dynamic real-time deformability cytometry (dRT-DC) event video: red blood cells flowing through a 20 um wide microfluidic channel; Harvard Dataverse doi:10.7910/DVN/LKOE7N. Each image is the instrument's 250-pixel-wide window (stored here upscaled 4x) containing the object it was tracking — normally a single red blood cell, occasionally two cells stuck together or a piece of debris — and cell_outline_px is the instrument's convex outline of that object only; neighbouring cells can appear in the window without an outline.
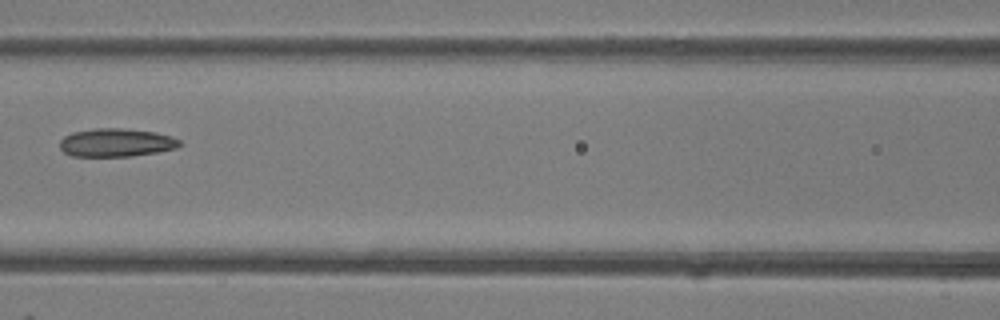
{"species": "common noctule bat (a hibernating species)", "species_latin": "Nyctalus noctula", "temperature_condition": "room temperature", "stored_images_in_passage": 6, "camera_frame_rate_fps": 3000, "um_per_image_px": 0.085, "animal": {"sex": "female"}, "frame": {"image": 1, "passage_image": 6, "time_ms": 5.667, "image_size_px": [1000, 320], "cell_outline_px": [[184, 144], [176, 148], [156, 152], [132, 156], [72, 156], [64, 152], [60, 148], [60, 140], [64, 136], [72, 132], [96, 128], [120, 128], [156, 132], [172, 136], [180, 140]], "centroid_in_image_um": [9.89, 12.12], "position_along_channel_um": 156.7, "area_um2": 19.83}}